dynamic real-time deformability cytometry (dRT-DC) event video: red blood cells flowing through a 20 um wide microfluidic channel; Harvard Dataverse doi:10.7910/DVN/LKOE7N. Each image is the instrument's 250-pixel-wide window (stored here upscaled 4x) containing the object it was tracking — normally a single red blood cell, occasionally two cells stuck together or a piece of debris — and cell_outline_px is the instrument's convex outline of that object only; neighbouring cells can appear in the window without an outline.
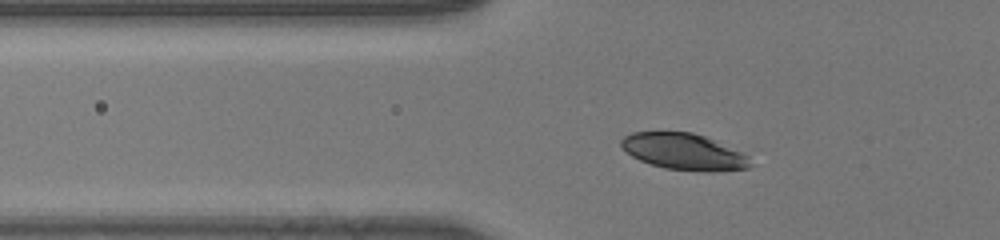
{"species": "human", "species_latin": "Homo sapiens", "temperature_condition": "room temperature", "stored_images_in_passage": 40, "camera_frame_rate_fps": 3000, "um_per_image_px": 0.085, "donor": {"sex": "male"}, "frame": {"image": 1, "passage_image": 10, "time_ms": 3.0, "image_size_px": [1000, 240], "cell_outline_px": [[752, 164], [748, 168], [720, 172], [704, 172], [664, 168], [640, 160], [632, 156], [620, 144], [620, 140], [624, 136], [632, 132], [692, 132], [704, 136], [744, 152], [748, 156]], "centroid_in_image_um": [58.18, 12.9], "position_along_channel_um": 67.6, "area_um2": 27.51}}
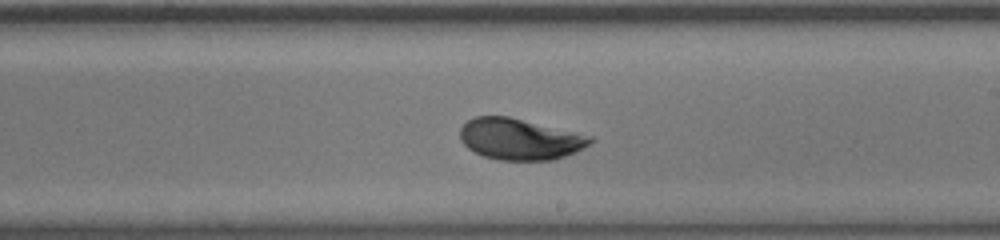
{"frame": {"image": 2, "passage_image": 23, "time_ms": 7.333, "image_size_px": [1000, 240], "cell_outline_px": [[596, 140], [584, 148], [576, 152], [552, 160], [500, 160], [484, 156], [468, 148], [460, 140], [460, 128], [468, 120], [476, 116], [508, 116], [596, 136]], "centroid_in_image_um": [44.24, 11.82], "position_along_channel_um": 244.8, "area_um2": 31.56}}
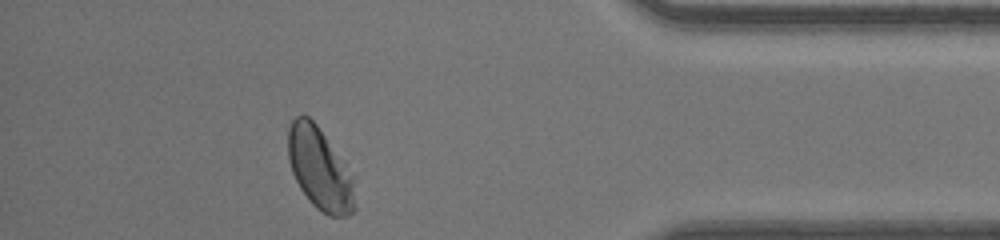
{"frame": {"image": 3, "passage_image": 36, "time_ms": 11.667, "image_size_px": [1000, 240], "cell_outline_px": [[356, 208], [348, 216], [328, 216], [316, 208], [312, 204], [300, 188], [292, 172], [288, 160], [288, 128], [292, 120], [296, 116], [308, 116], [316, 124], [344, 164], [352, 176], [356, 204]], "centroid_in_image_um": [27.16, 14.39], "position_along_channel_um": 408.0, "area_um2": 31.56}}